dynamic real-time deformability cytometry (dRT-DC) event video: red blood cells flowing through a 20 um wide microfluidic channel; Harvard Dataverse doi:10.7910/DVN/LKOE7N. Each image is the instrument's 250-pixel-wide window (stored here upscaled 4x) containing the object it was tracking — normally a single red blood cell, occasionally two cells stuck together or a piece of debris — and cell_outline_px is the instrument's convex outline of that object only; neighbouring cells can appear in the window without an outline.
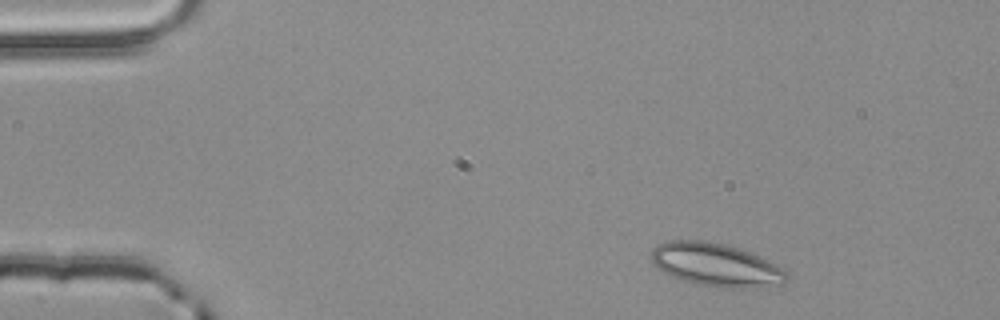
{"species": "common noctule bat (a hibernating species)", "species_latin": "Nyctalus noctula", "temperature_condition": "room temperature", "stored_images_in_passage": 3, "camera_frame_rate_fps": 3000, "um_per_image_px": 0.085, "animal": {"sex": "male", "body_mass_g": 20.4}, "frame": {"image": 1, "passage_image": 1, "time_ms": 0.0, "image_size_px": [1000, 320], "cell_outline_px": [[788, 280], [784, 284], [764, 288], [720, 288], [692, 284], [672, 276], [664, 272], [652, 260], [652, 248], [656, 244], [668, 240], [704, 240], [724, 244], [740, 248], [760, 256], [784, 268], [788, 272]], "centroid_in_image_um": [60.92, 22.53], "position_along_channel_um": 24.1, "area_um2": 34.68}}